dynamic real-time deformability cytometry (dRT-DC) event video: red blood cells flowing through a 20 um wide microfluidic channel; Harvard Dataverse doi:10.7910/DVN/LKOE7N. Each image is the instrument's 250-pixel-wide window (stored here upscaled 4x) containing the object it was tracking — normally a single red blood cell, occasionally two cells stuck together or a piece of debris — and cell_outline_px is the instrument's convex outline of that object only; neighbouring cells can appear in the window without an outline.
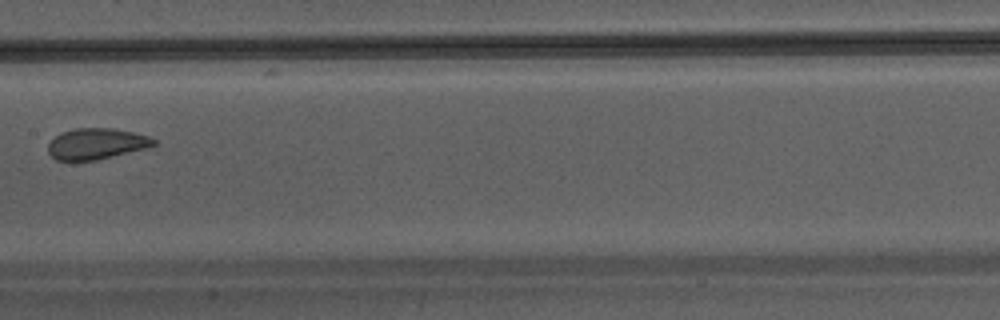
{"species": "Egyptian fruit bat (a non-hibernating species)", "species_latin": "Rousettus aegyptiacus", "temperature_condition": "warm", "stored_images_in_passage": 7, "camera_frame_rate_fps": 3000, "um_per_image_px": 0.085, "animal": {"sex": "male"}, "frame": {"image": 1, "passage_image": 7, "time_ms": 2.0, "image_size_px": [1000, 320], "cell_outline_px": [[156, 144], [144, 148], [96, 160], [56, 160], [48, 152], [48, 144], [60, 132], [76, 128], [112, 128], [132, 132], [148, 136], [156, 140]], "centroid_in_image_um": [8.16, 12.21], "position_along_channel_um": 199.2, "area_um2": 18.79}}